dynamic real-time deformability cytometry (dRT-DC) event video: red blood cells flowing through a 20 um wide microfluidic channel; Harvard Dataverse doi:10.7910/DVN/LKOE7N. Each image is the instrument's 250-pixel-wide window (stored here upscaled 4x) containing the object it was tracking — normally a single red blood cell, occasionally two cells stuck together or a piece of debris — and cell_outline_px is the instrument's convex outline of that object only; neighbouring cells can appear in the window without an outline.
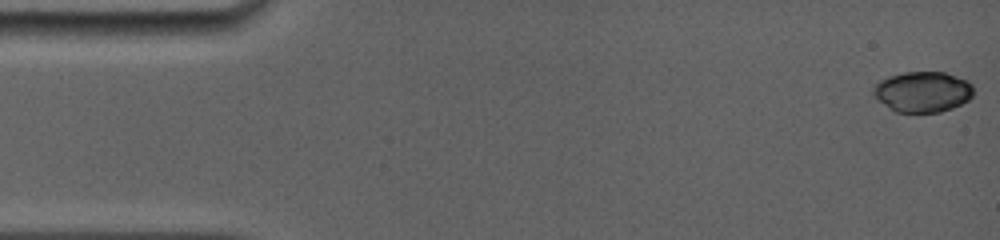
{"species": "common noctule bat (a hibernating species)", "species_latin": "Nyctalus noctula", "temperature_condition": "room temperature", "stored_images_in_passage": 37, "camera_frame_rate_fps": 5000, "um_per_image_px": 0.085, "animal": {"sex": "female", "body_mass_g": 19.0, "forearm_length_mm": 56.7}, "frame": {"image": 1, "passage_image": 1, "time_ms": 0.0, "image_size_px": [1000, 240], "cell_outline_px": [[972, 96], [968, 100], [952, 108], [940, 112], [896, 112], [884, 104], [872, 92], [872, 88], [880, 80], [888, 76], [904, 72], [944, 72], [968, 80], [972, 84]], "centroid_in_image_um": [78.43, 7.79], "position_along_channel_um": 6.6, "area_um2": 23.58}}
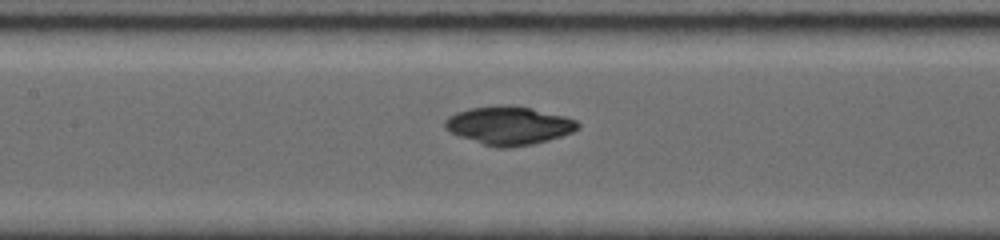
{"frame": {"image": 2, "passage_image": 21, "time_ms": 7.2, "image_size_px": [1000, 240], "cell_outline_px": [[580, 128], [572, 132], [548, 140], [532, 144], [508, 148], [496, 148], [460, 136], [444, 128], [444, 120], [448, 116], [456, 112], [472, 108], [496, 104], [512, 104], [532, 108], [564, 116], [576, 120], [580, 124]], "centroid_in_image_um": [43.25, 10.65], "position_along_channel_um": 164.1, "area_um2": 29.77}}
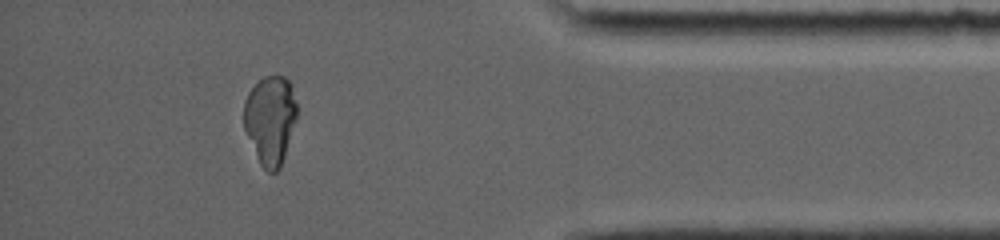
{"frame": {"image": 3, "passage_image": 36, "time_ms": 14.0, "image_size_px": [1000, 240], "cell_outline_px": [[296, 120], [280, 168], [276, 172], [268, 172], [260, 164], [244, 128], [244, 100], [248, 92], [264, 76], [284, 76], [292, 84], [296, 104]], "centroid_in_image_um": [22.97, 10.17], "position_along_channel_um": 412.2, "area_um2": 27.28}}